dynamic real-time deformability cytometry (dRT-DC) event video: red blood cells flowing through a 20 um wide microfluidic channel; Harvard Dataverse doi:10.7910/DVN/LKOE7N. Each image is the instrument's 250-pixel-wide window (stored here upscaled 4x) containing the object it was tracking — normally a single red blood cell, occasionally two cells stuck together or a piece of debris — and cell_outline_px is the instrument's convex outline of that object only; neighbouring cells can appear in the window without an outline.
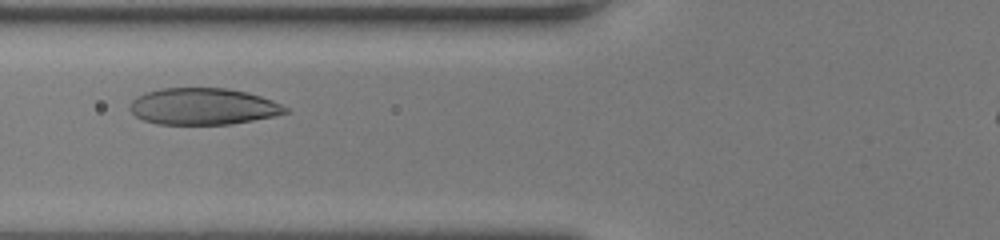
{"species": "human", "species_latin": "Homo sapiens", "temperature_condition": "room temperature", "stored_images_in_passage": 49, "camera_frame_rate_fps": 3000, "um_per_image_px": 0.085, "donor": {"sex": "female"}, "frame": {"image": 1, "passage_image": 17, "time_ms": 5.333, "image_size_px": [1000, 240], "cell_outline_px": [[288, 112], [276, 116], [232, 124], [156, 124], [144, 120], [136, 116], [128, 108], [132, 100], [136, 96], [144, 92], [160, 88], [224, 88], [248, 92], [272, 100], [288, 108]], "centroid_in_image_um": [17.24, 9.04], "position_along_channel_um": 108.6, "area_um2": 33.35}}
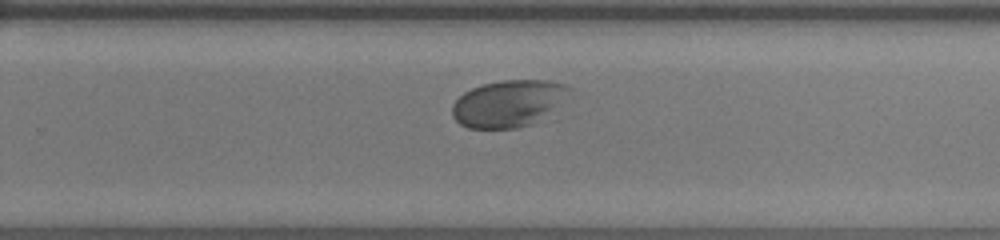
{"frame": {"image": 2, "passage_image": 31, "time_ms": 10.0, "image_size_px": [1000, 240], "cell_outline_px": [[576, 92], [532, 124], [516, 128], [468, 128], [460, 124], [452, 116], [452, 104], [464, 92], [472, 88], [484, 84], [500, 80], [548, 80], [564, 84], [572, 88]], "centroid_in_image_um": [43.24, 8.78], "position_along_channel_um": 286.6, "area_um2": 32.08}}
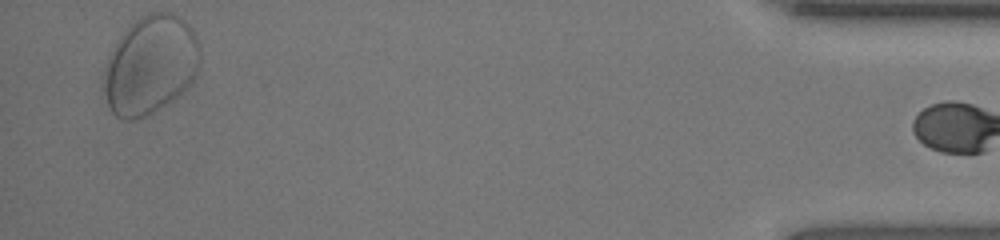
{"frame": {"image": 3, "passage_image": 48, "time_ms": 15.667, "image_size_px": [1000, 240], "cell_outline_px": [[200, 64], [192, 80], [172, 100], [152, 112], [144, 116], [132, 120], [120, 120], [112, 112], [108, 104], [104, 92], [104, 64], [112, 48], [120, 36], [136, 20], [152, 12], [172, 12], [180, 16], [188, 24], [196, 36], [200, 44]], "centroid_in_image_um": [12.77, 5.51], "position_along_channel_um": 422.4, "area_um2": 55.03}}